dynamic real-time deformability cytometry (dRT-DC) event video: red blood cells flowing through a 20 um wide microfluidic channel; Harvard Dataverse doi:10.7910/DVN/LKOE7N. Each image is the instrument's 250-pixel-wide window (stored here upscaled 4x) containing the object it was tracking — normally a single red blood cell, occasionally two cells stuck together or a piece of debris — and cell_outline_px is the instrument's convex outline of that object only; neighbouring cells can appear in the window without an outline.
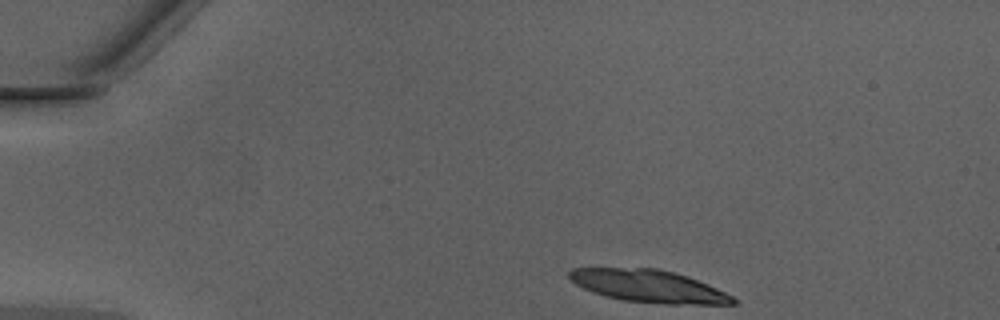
{"species": "Egyptian fruit bat (a non-hibernating species)", "species_latin": "Rousettus aegyptiacus", "temperature_condition": "warm", "stored_images_in_passage": 41, "segment_of_instrument_passage": [1, 2], "camera_frame_rate_fps": 3000, "um_per_image_px": 0.085, "animal": {"sex": "male"}, "frame": {"image": 1, "passage_image": 1, "time_ms": 0.0, "image_size_px": [1000, 320], "cell_outline_px": [[740, 300], [736, 304], [668, 304], [624, 300], [592, 292], [576, 284], [568, 276], [568, 272], [572, 268], [660, 268], [688, 276], [708, 284]], "centroid_in_image_um": [55.17, 24.31], "position_along_channel_um": 29.8, "area_um2": 30.81}}